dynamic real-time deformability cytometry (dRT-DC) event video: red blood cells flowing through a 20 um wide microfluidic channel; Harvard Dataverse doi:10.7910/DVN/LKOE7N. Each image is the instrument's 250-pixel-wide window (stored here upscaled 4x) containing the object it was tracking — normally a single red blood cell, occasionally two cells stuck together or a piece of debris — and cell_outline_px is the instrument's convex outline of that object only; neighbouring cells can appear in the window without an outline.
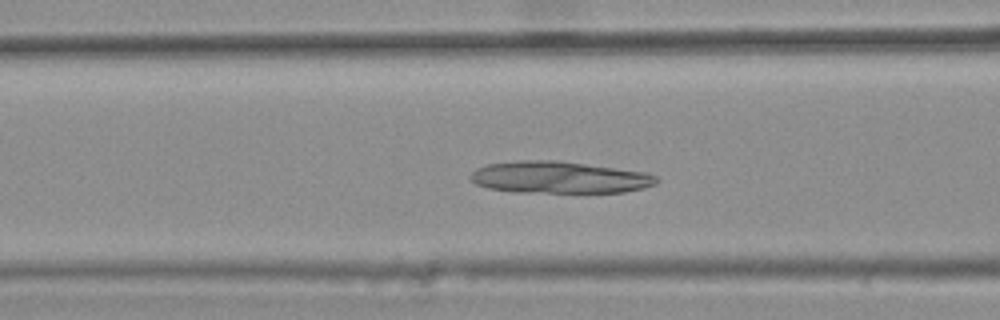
{"species": "common noctule bat (a hibernating species)", "species_latin": "Nyctalus noctula", "temperature_condition": "warm", "stored_images_in_passage": 31, "camera_frame_rate_fps": 3000, "um_per_image_px": 0.085, "animal": {"sex": "female", "body_mass_g": 25.1}, "frame": {"image": 1, "passage_image": 7, "time_ms": 2.0, "image_size_px": [1000, 320], "cell_outline_px": [[660, 180], [656, 184], [644, 188], [624, 192], [520, 192], [488, 188], [476, 184], [468, 176], [476, 168], [488, 164], [516, 160], [560, 160], [648, 172], [656, 176]], "centroid_in_image_um": [47.57, 15.06], "position_along_channel_um": 119.0, "area_um2": 34.85}}
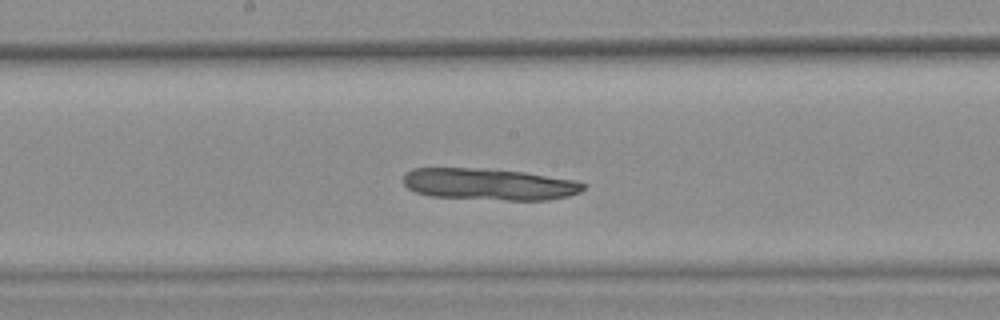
{"frame": {"image": 2, "passage_image": 14, "time_ms": 4.333, "image_size_px": [1000, 320], "cell_outline_px": [[588, 184], [580, 192], [568, 196], [548, 200], [508, 200], [432, 196], [416, 192], [408, 188], [404, 184], [404, 176], [412, 168], [488, 168], [524, 172], [576, 180]], "centroid_in_image_um": [41.62, 15.65], "position_along_channel_um": 206.6, "area_um2": 33.29}}
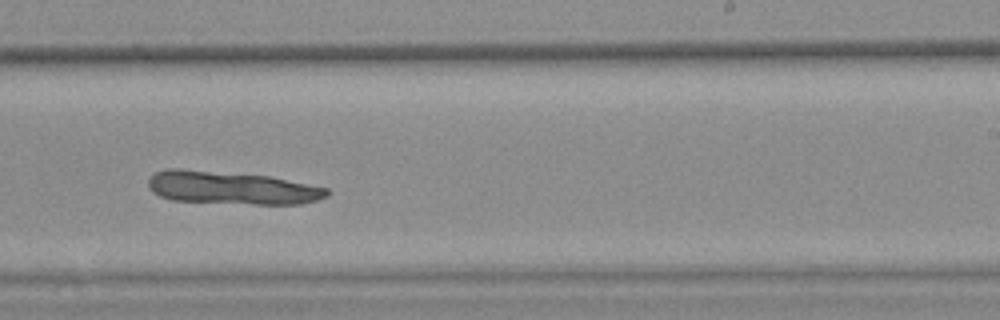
{"frame": {"image": 3, "passage_image": 19, "time_ms": 6.0, "image_size_px": [1000, 320], "cell_outline_px": [[332, 192], [328, 196], [316, 200], [300, 204], [256, 204], [172, 200], [160, 196], [152, 192], [148, 188], [148, 176], [164, 168], [180, 168], [268, 176], [328, 188]], "centroid_in_image_um": [19.65, 15.96], "position_along_channel_um": 269.4, "area_um2": 34.39}}